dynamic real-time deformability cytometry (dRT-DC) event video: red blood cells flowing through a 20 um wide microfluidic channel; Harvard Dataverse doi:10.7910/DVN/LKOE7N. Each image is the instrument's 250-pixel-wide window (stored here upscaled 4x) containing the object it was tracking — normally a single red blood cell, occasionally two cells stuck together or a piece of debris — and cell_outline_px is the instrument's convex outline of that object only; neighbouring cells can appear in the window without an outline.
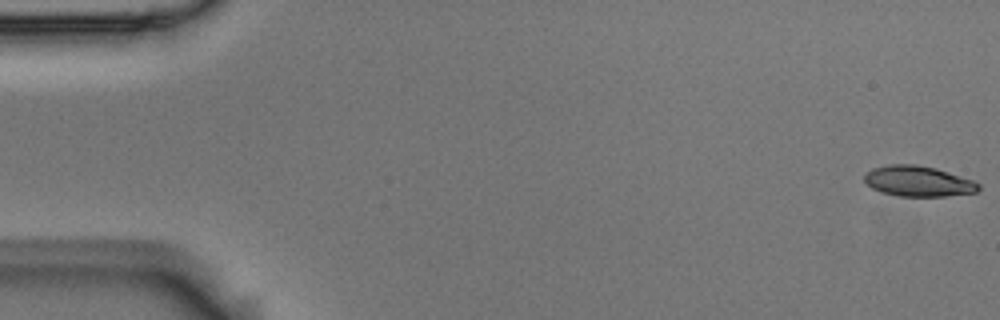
{"species": "Egyptian fruit bat (a non-hibernating species)", "species_latin": "Rousettus aegyptiacus", "temperature_condition": "room temperature", "stored_images_in_passage": 2, "camera_frame_rate_fps": 3000, "um_per_image_px": 0.085, "animal": {"sex": "male"}, "frame": {"image": 1, "passage_image": 1, "time_ms": 0.0, "image_size_px": [1000, 320], "cell_outline_px": [[980, 188], [976, 192], [944, 196], [900, 196], [880, 192], [872, 188], [864, 180], [864, 176], [872, 168], [888, 164], [916, 164], [936, 168], [972, 180], [980, 184]], "centroid_in_image_um": [78.03, 15.4], "position_along_channel_um": 7.0, "area_um2": 20.23}}
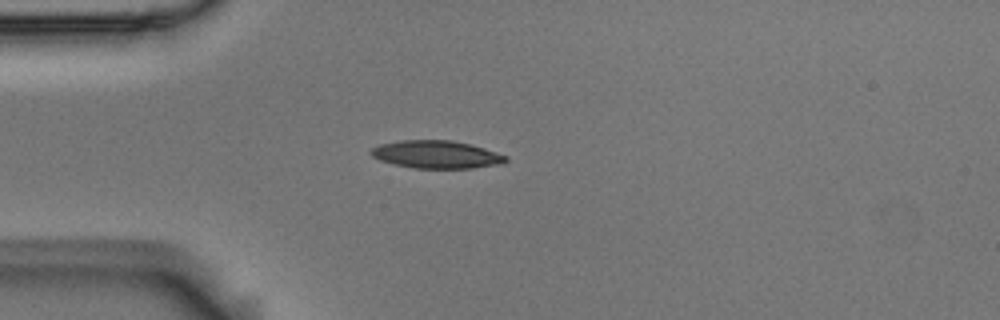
{"frame": {"image": 2, "passage_image": 2, "time_ms": 0.333, "image_size_px": [1000, 320], "cell_outline_px": [[508, 160], [504, 164], [472, 168], [416, 168], [392, 164], [380, 160], [372, 156], [368, 152], [372, 148], [380, 144], [400, 140], [452, 140], [484, 148], [508, 156]], "centroid_in_image_um": [37.1, 13.13], "position_along_channel_um": 47.9, "area_um2": 21.91}}